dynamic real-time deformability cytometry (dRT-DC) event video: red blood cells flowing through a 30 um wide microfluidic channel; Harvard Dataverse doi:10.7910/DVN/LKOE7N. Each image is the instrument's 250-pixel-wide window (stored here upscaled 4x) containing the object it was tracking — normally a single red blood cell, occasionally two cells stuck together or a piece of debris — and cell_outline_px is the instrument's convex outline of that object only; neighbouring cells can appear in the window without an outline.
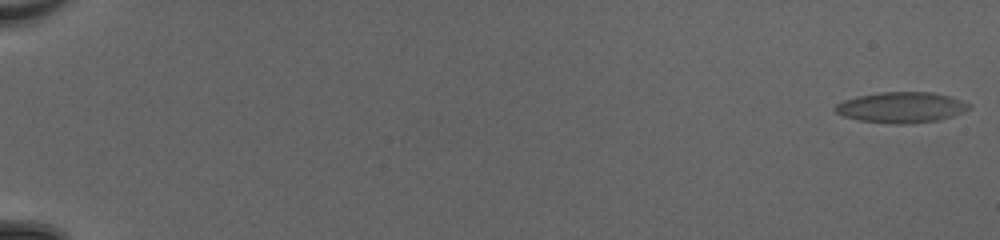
{"species": "common noctule bat (a hibernating species)", "species_latin": "Nyctalus noctula", "temperature_condition": "cold", "stored_images_in_passage": 54, "camera_frame_rate_fps": 3000, "um_per_image_px": 0.085, "animal": {"sex": "female", "body_mass_g": 20.0, "forearm_length_mm": 54.0}, "frame": {"image": 1, "passage_image": 1, "time_ms": 0.0, "image_size_px": [1000, 240], "cell_outline_px": [[972, 108], [964, 112], [940, 120], [904, 124], [896, 124], [860, 120], [844, 116], [836, 112], [832, 108], [836, 104], [844, 100], [856, 96], [884, 92], [932, 92], [948, 96], [972, 104]], "centroid_in_image_um": [76.63, 9.13], "position_along_channel_um": 8.4, "area_um2": 23.93}}
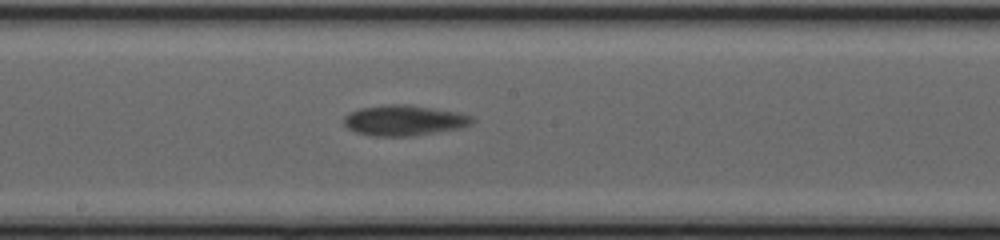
{"frame": {"image": 2, "passage_image": 32, "time_ms": 10.333, "image_size_px": [1000, 240], "cell_outline_px": [[472, 120], [468, 124], [456, 128], [412, 136], [376, 136], [356, 132], [348, 128], [344, 124], [344, 116], [360, 108], [388, 104], [408, 104], [456, 112], [472, 116]], "centroid_in_image_um": [34.28, 10.22], "position_along_channel_um": 213.9, "area_um2": 22.25}}
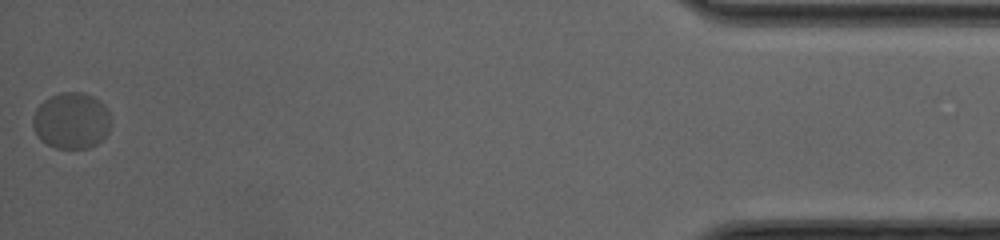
{"frame": {"image": 3, "passage_image": 54, "time_ms": 17.667, "image_size_px": [1000, 240], "cell_outline_px": [[108, 132], [96, 144], [88, 148], [56, 148], [40, 140], [36, 136], [32, 124], [32, 116], [36, 108], [44, 100], [60, 92], [84, 92], [92, 96], [104, 104], [108, 112]], "centroid_in_image_um": [6.02, 10.25], "position_along_channel_um": 429.2, "area_um2": 25.49}, "authors_computed_cell_mechanics": {"area_um2": 22.5709, "velocity_mm_per_s": 4.0172, "shape_relaxation_time_tau1_ms": 5.0174, "shape_relaxation_time_tau2_ms": null, "deformation_change_tau1": 0.1269, "deformation_change_tau2": null}}